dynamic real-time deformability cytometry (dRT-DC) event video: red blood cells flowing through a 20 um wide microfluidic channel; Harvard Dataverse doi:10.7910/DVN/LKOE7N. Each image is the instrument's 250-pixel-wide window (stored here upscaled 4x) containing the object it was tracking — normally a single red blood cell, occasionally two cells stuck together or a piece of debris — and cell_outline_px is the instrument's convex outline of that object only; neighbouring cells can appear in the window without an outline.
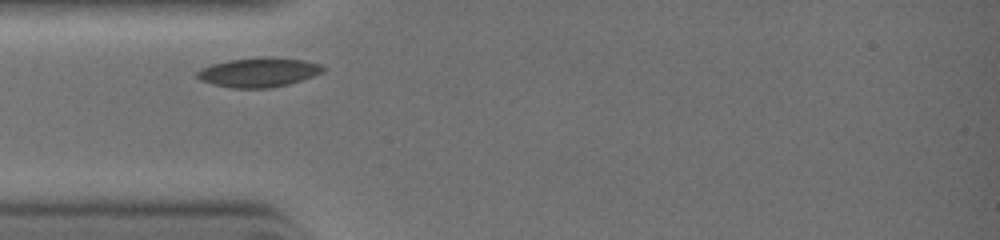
{"species": "common noctule bat (a hibernating species)", "species_latin": "Nyctalus noctula", "temperature_condition": "warm", "stored_images_in_passage": 5, "camera_frame_rate_fps": 3000, "um_per_image_px": 0.085, "animal": {"sex": "female", "body_mass_g": 19.0, "forearm_length_mm": 51.5}, "frame": {"image": 1, "passage_image": 1, "time_ms": 0.0, "image_size_px": [1000, 240], "cell_outline_px": [[328, 68], [324, 72], [288, 84], [268, 88], [232, 88], [200, 80], [196, 76], [196, 72], [212, 64], [228, 60], [264, 56], [272, 56], [304, 60], [320, 64]], "centroid_in_image_um": [22.03, 6.13], "position_along_channel_um": 63.0, "area_um2": 21.56}}
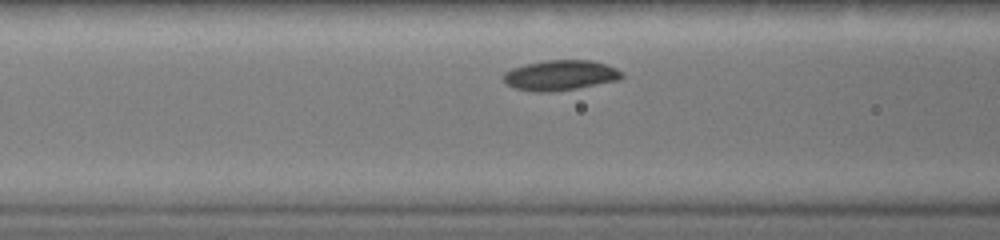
{"frame": {"image": 2, "passage_image": 3, "time_ms": 1.0, "image_size_px": [1000, 240], "cell_outline_px": [[624, 76], [620, 80], [576, 88], [516, 88], [508, 84], [504, 80], [504, 72], [512, 68], [528, 64], [548, 60], [592, 60], [616, 68]], "centroid_in_image_um": [47.72, 6.33], "position_along_channel_um": 118.9, "area_um2": 19.48}}
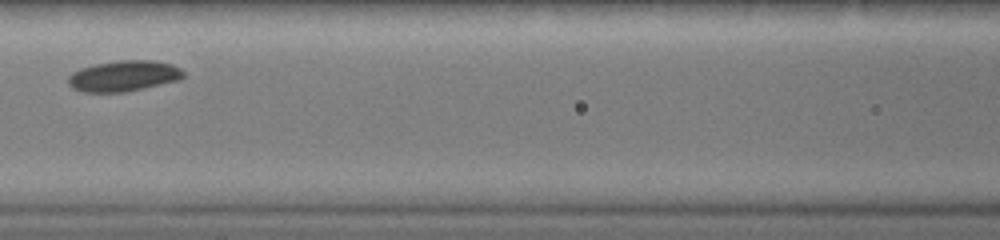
{"frame": {"image": 3, "passage_image": 4, "time_ms": 1.667, "image_size_px": [1000, 240], "cell_outline_px": [[184, 76], [176, 80], [124, 92], [84, 92], [68, 84], [68, 76], [72, 72], [80, 68], [96, 64], [120, 60], [156, 60], [172, 64], [180, 68], [184, 72]], "centroid_in_image_um": [10.5, 6.44], "position_along_channel_um": 156.1, "area_um2": 20.4}}